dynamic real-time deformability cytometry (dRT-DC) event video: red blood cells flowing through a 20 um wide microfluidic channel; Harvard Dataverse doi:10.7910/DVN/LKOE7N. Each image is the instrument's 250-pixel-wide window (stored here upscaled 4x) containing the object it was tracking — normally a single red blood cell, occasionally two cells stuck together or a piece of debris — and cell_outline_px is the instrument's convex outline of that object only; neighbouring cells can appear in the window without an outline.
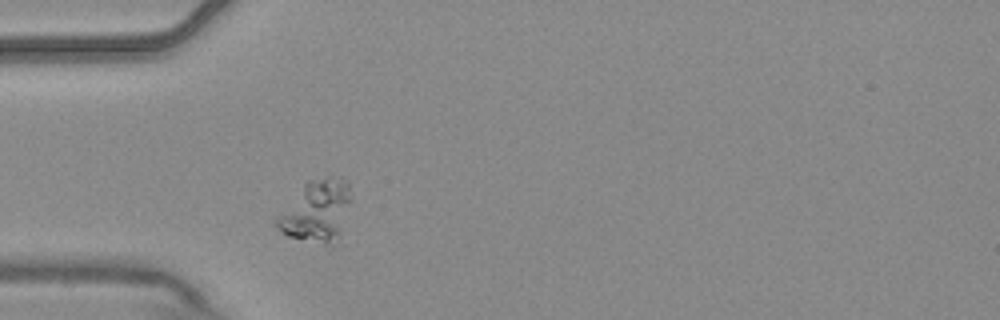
{"species": "common noctule bat (a hibernating species)", "species_latin": "Nyctalus noctula", "temperature_condition": "warm", "stored_images_in_passage": 4, "segment_of_instrument_passage": [2, 2], "camera_frame_rate_fps": 3000, "um_per_image_px": 0.085, "animal": {"sex": "male", "body_mass_g": 20.4}, "frame": {"image": 1, "passage_image": 4, "time_ms": 1.0, "image_size_px": [1000, 320], "cell_outline_px": [[352, 200], [340, 236], [332, 248], [288, 236], [276, 228], [276, 216], [304, 184], [308, 180], [328, 176], [348, 180]], "centroid_in_image_um": [26.95, 17.97], "position_along_channel_um": 58.1, "area_um2": 27.28}}